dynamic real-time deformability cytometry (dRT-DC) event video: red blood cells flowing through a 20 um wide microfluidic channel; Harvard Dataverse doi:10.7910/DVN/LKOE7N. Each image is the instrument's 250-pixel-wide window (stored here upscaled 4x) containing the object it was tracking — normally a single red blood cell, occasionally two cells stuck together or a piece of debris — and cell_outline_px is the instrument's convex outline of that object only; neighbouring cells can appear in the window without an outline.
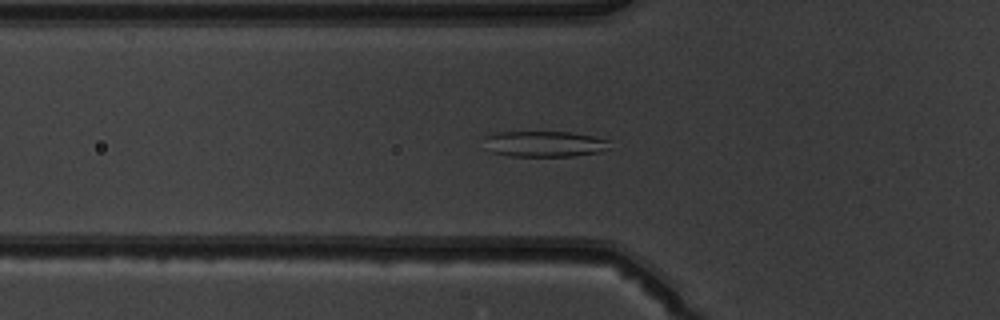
{"species": "common noctule bat (a hibernating species)", "species_latin": "Nyctalus noctula", "temperature_condition": "warm", "stored_images_in_passage": 51, "camera_frame_rate_fps": 3000, "um_per_image_px": 0.085, "animal": {"sex": "male", "body_mass_g": 19.5, "forearm_length_mm": 54.6}, "frame": {"image": 1, "passage_image": 18, "time_ms": 5.667, "image_size_px": [1000, 320], "cell_outline_px": [[608, 140], [604, 148], [600, 152], [572, 156], [512, 156], [492, 152], [484, 136], [496, 132], [568, 132], [592, 136]], "centroid_in_image_um": [46.25, 12.23], "position_along_channel_um": 79.6, "area_um2": 18.38}}
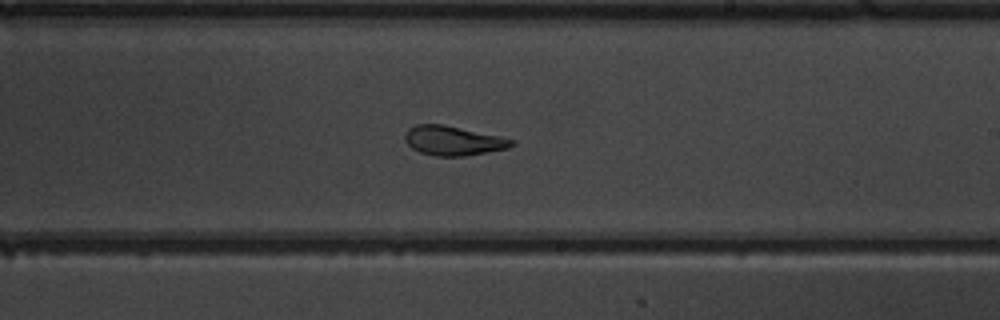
{"frame": {"image": 2, "passage_image": 31, "time_ms": 10.0, "image_size_px": [1000, 320], "cell_outline_px": [[516, 144], [508, 148], [488, 152], [464, 156], [436, 156], [420, 152], [412, 148], [404, 140], [404, 136], [408, 128], [416, 124], [444, 124], [500, 136], [516, 140]], "centroid_in_image_um": [38.53, 11.95], "position_along_channel_um": 250.5, "area_um2": 18.44}}
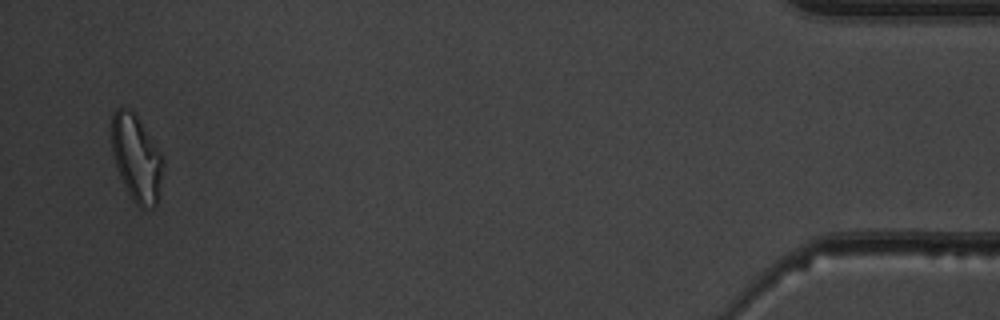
{"frame": {"image": 3, "passage_image": 50, "time_ms": 16.333, "image_size_px": [1000, 320], "cell_outline_px": [[164, 164], [156, 204], [152, 208], [140, 208], [132, 200], [120, 176], [112, 156], [112, 112], [116, 108], [128, 108], [136, 116], [160, 152], [164, 160]], "centroid_in_image_um": [11.58, 13.46], "position_along_channel_um": 423.6, "area_um2": 25.55}, "authors_computed_cell_mechanics": {"area_um2": 21.5594, "velocity_mm_per_s": 3.9424, "shape_relaxation_time_tau1_ms": 10.1599, "shape_relaxation_time_tau2_ms": 1.5859, "deformation_change_tau1": 0.2651, "deformation_change_tau2": 0.0863}}